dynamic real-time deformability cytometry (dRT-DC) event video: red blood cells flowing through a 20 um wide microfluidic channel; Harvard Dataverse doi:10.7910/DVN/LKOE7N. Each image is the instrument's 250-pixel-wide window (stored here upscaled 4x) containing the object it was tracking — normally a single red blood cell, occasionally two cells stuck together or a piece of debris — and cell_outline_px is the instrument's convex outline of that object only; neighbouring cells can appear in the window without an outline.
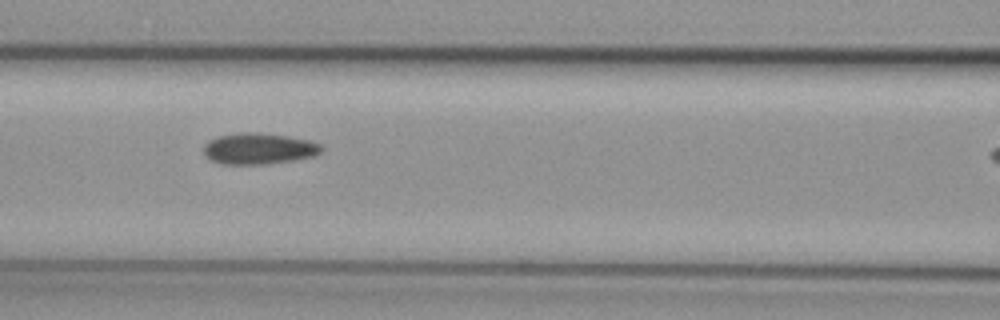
{"species": "common noctule bat (a hibernating species)", "species_latin": "Nyctalus noctula", "temperature_condition": "cold", "stored_images_in_passage": 7, "camera_frame_rate_fps": 3000, "um_per_image_px": 0.085, "animal": {"sex": "female", "body_mass_g": 29.2, "forearm_length_mm": 56.3}, "frame": {"image": 1, "passage_image": 4, "time_ms": 3.667, "image_size_px": [1000, 320], "cell_outline_px": [[320, 152], [312, 156], [292, 160], [260, 164], [220, 164], [212, 160], [204, 152], [204, 144], [208, 140], [216, 136], [240, 132], [256, 132], [288, 136], [308, 140], [320, 144]], "centroid_in_image_um": [21.94, 12.62], "position_along_channel_um": 144.7, "area_um2": 21.15}}
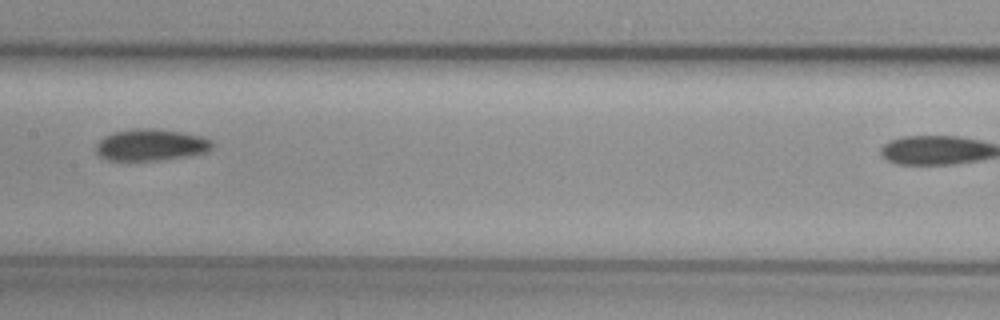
{"frame": {"image": 2, "passage_image": 5, "time_ms": 5.0, "image_size_px": [1000, 320], "cell_outline_px": [[212, 148], [208, 152], [188, 156], [160, 160], [108, 160], [100, 156], [96, 152], [96, 144], [104, 136], [116, 132], [132, 128], [156, 128], [204, 136], [212, 140]], "centroid_in_image_um": [12.85, 12.31], "position_along_channel_um": 194.5, "area_um2": 21.56}}